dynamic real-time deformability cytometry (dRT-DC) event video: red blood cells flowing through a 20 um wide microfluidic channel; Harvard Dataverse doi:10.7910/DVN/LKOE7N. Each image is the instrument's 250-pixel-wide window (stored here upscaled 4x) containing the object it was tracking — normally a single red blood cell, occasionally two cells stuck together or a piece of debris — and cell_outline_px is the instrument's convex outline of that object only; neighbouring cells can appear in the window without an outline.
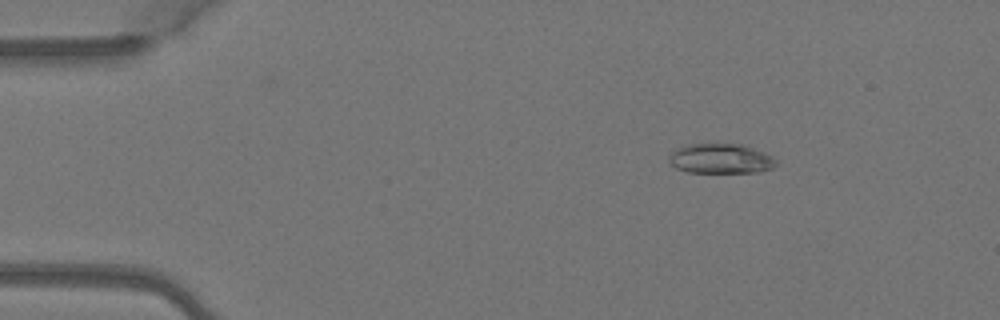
{"species": "Egyptian fruit bat (a non-hibernating species)", "species_latin": "Rousettus aegyptiacus", "temperature_condition": "warm", "stored_images_in_passage": 5, "camera_frame_rate_fps": 3000, "um_per_image_px": 0.085, "animal": {"sex": "female"}, "frame": {"image": 1, "passage_image": 1, "time_ms": 0.0, "image_size_px": [1000, 320], "cell_outline_px": [[776, 164], [772, 168], [760, 172], [688, 172], [676, 168], [668, 160], [668, 156], [676, 148], [688, 144], [740, 144], [764, 152], [772, 156], [776, 160]], "centroid_in_image_um": [61.25, 13.48], "position_along_channel_um": 23.8, "area_um2": 18.55}}